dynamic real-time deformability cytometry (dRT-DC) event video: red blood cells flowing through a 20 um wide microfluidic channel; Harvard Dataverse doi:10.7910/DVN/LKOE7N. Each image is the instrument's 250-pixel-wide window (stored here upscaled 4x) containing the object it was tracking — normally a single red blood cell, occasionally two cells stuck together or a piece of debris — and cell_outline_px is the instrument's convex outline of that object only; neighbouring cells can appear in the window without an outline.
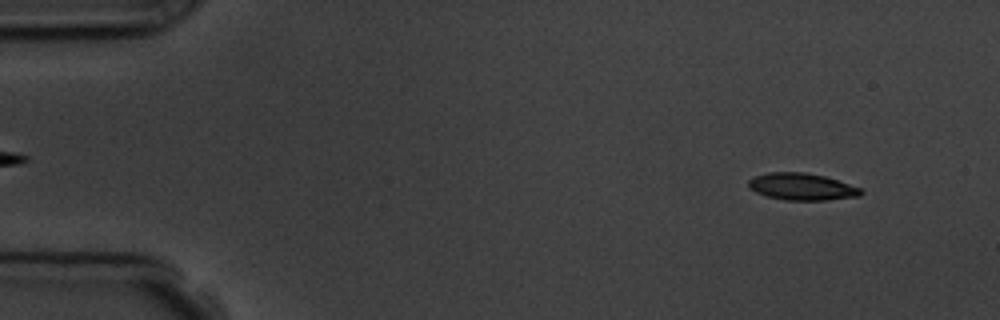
{"species": "common noctule bat (a hibernating species)", "species_latin": "Nyctalus noctula", "temperature_condition": "room temperature", "stored_images_in_passage": 4, "camera_frame_rate_fps": 3000, "um_per_image_px": 0.085, "animal": {"sex": "male", "body_mass_g": 19.5, "forearm_length_mm": 54.6}, "frame": {"image": 1, "passage_image": 1, "time_ms": 0.0, "image_size_px": [1000, 320], "cell_outline_px": [[864, 192], [860, 196], [828, 200], [784, 200], [764, 196], [748, 188], [748, 180], [756, 176], [768, 172], [804, 172], [824, 176], [860, 188]], "centroid_in_image_um": [68.12, 15.88], "position_along_channel_um": 16.9, "area_um2": 17.69}}
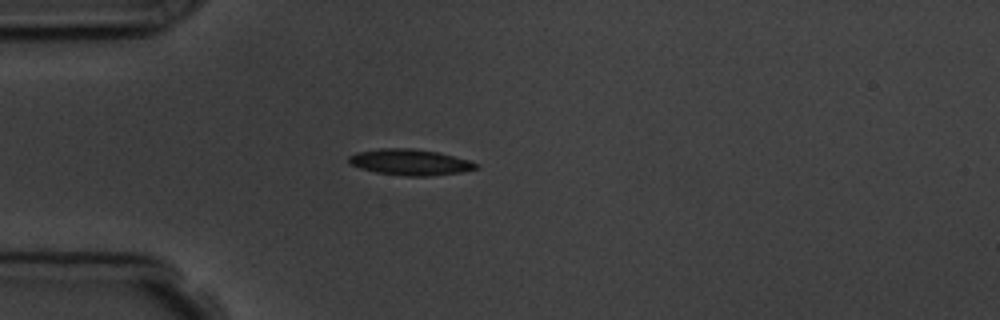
{"frame": {"image": 2, "passage_image": 4, "time_ms": 3.333, "image_size_px": [1000, 320], "cell_outline_px": [[480, 168], [460, 172], [428, 176], [408, 176], [376, 172], [360, 168], [348, 164], [348, 156], [356, 152], [380, 148], [412, 148], [436, 152], [468, 160], [480, 164]], "centroid_in_image_um": [34.83, 13.78], "position_along_channel_um": 50.2, "area_um2": 19.25}}